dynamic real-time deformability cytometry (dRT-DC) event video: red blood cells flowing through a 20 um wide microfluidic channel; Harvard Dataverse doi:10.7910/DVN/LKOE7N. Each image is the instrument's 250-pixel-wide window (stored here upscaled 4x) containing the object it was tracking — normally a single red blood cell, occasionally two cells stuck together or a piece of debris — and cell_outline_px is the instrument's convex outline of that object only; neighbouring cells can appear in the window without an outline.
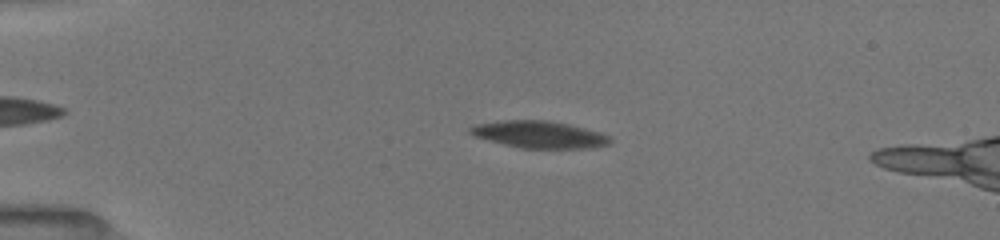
{"species": "common noctule bat (a hibernating species)", "species_latin": "Nyctalus noctula", "temperature_condition": "room temperature", "stored_images_in_passage": 15, "camera_frame_rate_fps": 3000, "um_per_image_px": 0.085, "animal": {"sex": "female", "body_mass_g": 19.5, "forearm_length_mm": 54.1}, "frame": {"image": 1, "passage_image": 5, "time_ms": 3.333, "image_size_px": [1000, 240], "cell_outline_px": [[612, 140], [608, 144], [588, 148], [520, 148], [488, 140], [476, 136], [468, 132], [468, 128], [476, 124], [504, 120], [548, 120], [568, 124], [600, 132], [612, 136]], "centroid_in_image_um": [45.85, 11.43], "position_along_channel_um": 39.2, "area_um2": 21.96}}
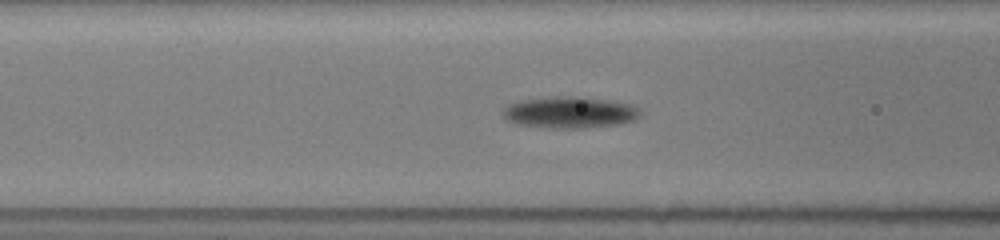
{"frame": {"image": 2, "passage_image": 11, "time_ms": 6.667, "image_size_px": [1000, 240], "cell_outline_px": [[640, 116], [632, 120], [620, 124], [580, 128], [548, 128], [516, 124], [504, 120], [504, 108], [508, 104], [520, 100], [556, 96], [580, 96], [608, 100], [632, 104], [640, 108]], "centroid_in_image_um": [48.42, 9.55], "position_along_channel_um": 118.2, "area_um2": 25.43}}
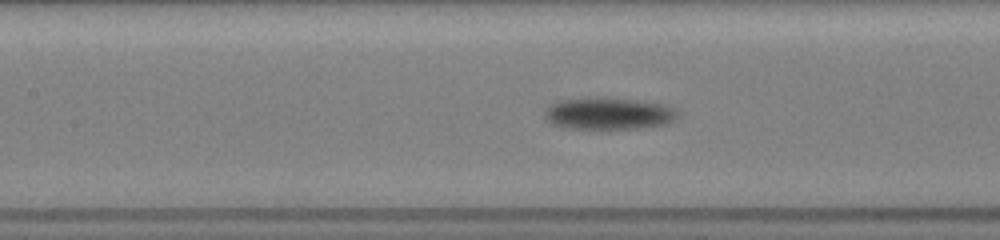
{"frame": {"image": 3, "passage_image": 14, "time_ms": 7.667, "image_size_px": [1000, 240], "cell_outline_px": [[680, 112], [672, 120], [664, 124], [636, 128], [568, 128], [552, 124], [544, 116], [544, 112], [552, 104], [560, 100], [596, 96], [604, 96], [636, 100], [660, 104], [676, 108]], "centroid_in_image_um": [51.71, 9.62], "position_along_channel_um": 155.7, "area_um2": 24.68}}